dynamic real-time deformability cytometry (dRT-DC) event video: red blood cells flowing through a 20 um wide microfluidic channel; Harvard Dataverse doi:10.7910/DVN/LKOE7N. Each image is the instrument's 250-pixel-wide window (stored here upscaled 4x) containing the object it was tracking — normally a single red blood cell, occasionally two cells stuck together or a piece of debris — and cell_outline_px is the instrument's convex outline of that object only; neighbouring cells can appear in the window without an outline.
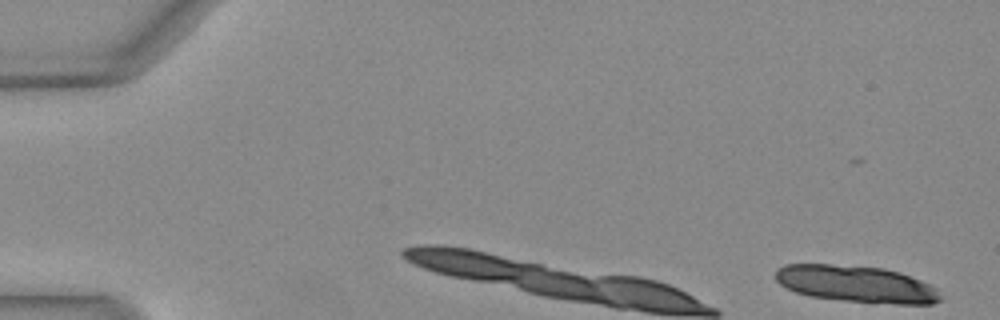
{"species": "Egyptian fruit bat (a non-hibernating species)", "species_latin": "Rousettus aegyptiacus", "temperature_condition": "warm", "stored_images_in_passage": 15, "camera_frame_rate_fps": 3000, "um_per_image_px": 0.085, "animal": {"sex": "female"}, "frame": {"image": 1, "passage_image": 1, "time_ms": 0.0, "image_size_px": [1000, 320], "cell_outline_px": [[940, 300], [932, 304], [896, 304], [844, 300], [808, 296], [796, 292], [780, 284], [776, 280], [776, 268], [784, 264], [832, 264], [884, 268], [900, 272], [920, 280], [936, 288], [940, 296]], "centroid_in_image_um": [72.76, 24.13], "position_along_channel_um": 12.2, "area_um2": 35.2}}